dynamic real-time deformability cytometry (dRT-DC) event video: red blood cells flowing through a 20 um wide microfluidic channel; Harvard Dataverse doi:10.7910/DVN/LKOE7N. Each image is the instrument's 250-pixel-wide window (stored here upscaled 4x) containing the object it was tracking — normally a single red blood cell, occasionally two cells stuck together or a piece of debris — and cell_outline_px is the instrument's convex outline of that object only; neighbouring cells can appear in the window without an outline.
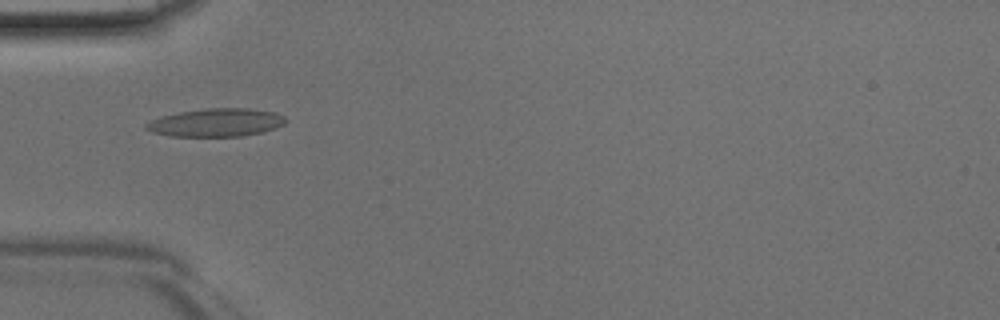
{"species": "Egyptian fruit bat (a non-hibernating species)", "species_latin": "Rousettus aegyptiacus", "temperature_condition": "room temperature", "stored_images_in_passage": 46, "camera_frame_rate_fps": 3000, "um_per_image_px": 0.085, "animal": {"sex": "male"}, "frame": {"image": 1, "passage_image": 15, "time_ms": 4.667, "image_size_px": [1000, 320], "cell_outline_px": [[288, 120], [284, 124], [260, 132], [240, 136], [168, 136], [152, 132], [144, 128], [144, 124], [152, 120], [164, 116], [180, 112], [208, 108], [248, 108], [276, 112], [284, 116]], "centroid_in_image_um": [18.37, 10.41], "position_along_channel_um": 66.6, "area_um2": 22.66}}
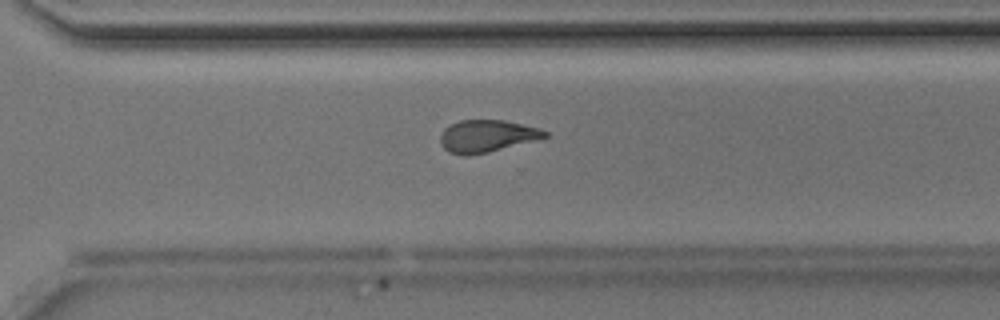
{"frame": {"image": 2, "passage_image": 33, "time_ms": 10.667, "image_size_px": [1000, 320], "cell_outline_px": [[548, 136], [536, 140], [488, 152], [468, 156], [464, 156], [448, 152], [440, 144], [440, 136], [444, 128], [460, 120], [504, 120], [540, 128], [548, 132]], "centroid_in_image_um": [41.37, 11.57], "position_along_channel_um": 329.2, "area_um2": 19.65}}
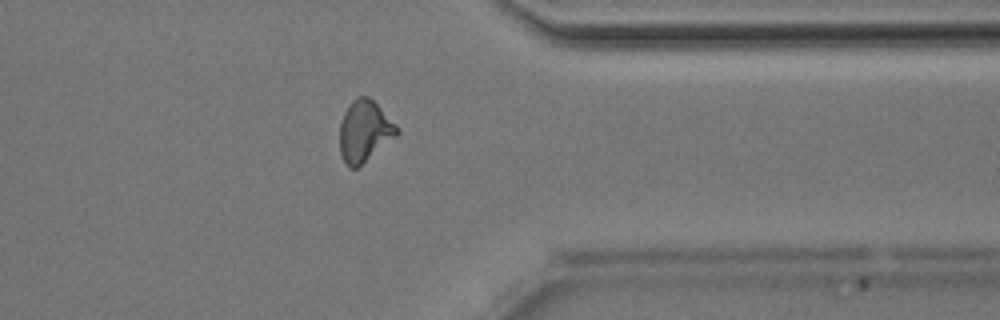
{"frame": {"image": 3, "passage_image": 37, "time_ms": 12.0, "image_size_px": [1000, 320], "cell_outline_px": [[400, 132], [396, 136], [356, 168], [348, 168], [344, 164], [340, 152], [340, 124], [344, 112], [348, 104], [356, 96], [368, 96], [400, 128]], "centroid_in_image_um": [30.96, 11.14], "position_along_channel_um": 380.4, "area_um2": 20.35}}